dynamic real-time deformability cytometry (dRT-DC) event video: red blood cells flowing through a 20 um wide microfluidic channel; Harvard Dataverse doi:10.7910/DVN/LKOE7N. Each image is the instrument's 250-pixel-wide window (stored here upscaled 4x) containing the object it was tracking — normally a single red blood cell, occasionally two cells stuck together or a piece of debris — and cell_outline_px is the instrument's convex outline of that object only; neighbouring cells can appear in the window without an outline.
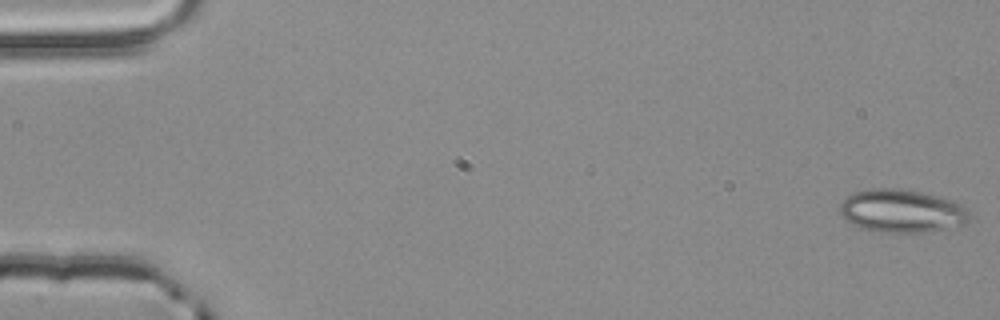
{"species": "common noctule bat (a hibernating species)", "species_latin": "Nyctalus noctula", "temperature_condition": "room temperature", "stored_images_in_passage": 54, "camera_frame_rate_fps": 3000, "um_per_image_px": 0.085, "animal": {"sex": "male", "body_mass_g": 20.4}, "frame": {"image": 1, "passage_image": 1, "time_ms": 0.0, "image_size_px": [1000, 320], "cell_outline_px": [[972, 216], [964, 224], [924, 232], [876, 232], [860, 228], [848, 224], [840, 216], [840, 204], [844, 196], [852, 192], [872, 188], [900, 188], [920, 192], [952, 200], [960, 204]], "centroid_in_image_um": [76.55, 17.93], "position_along_channel_um": 8.4, "area_um2": 32.83}}
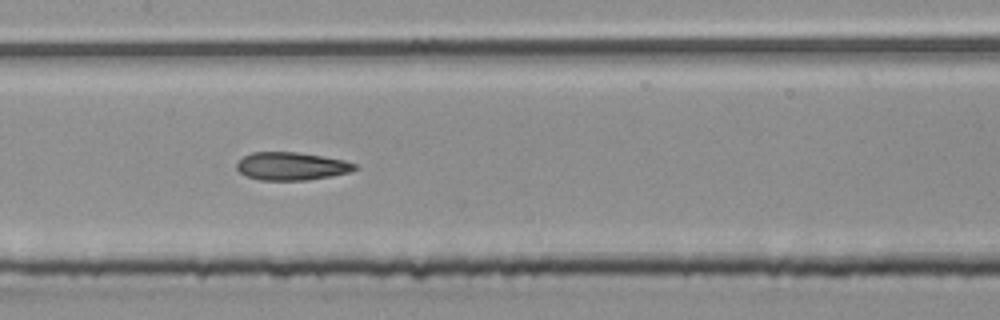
{"frame": {"image": 2, "passage_image": 27, "time_ms": 8.667, "image_size_px": [1000, 320], "cell_outline_px": [[360, 168], [352, 172], [308, 180], [260, 180], [244, 176], [236, 168], [236, 164], [244, 156], [252, 152], [296, 152], [344, 160], [356, 164]], "centroid_in_image_um": [24.79, 14.13], "position_along_channel_um": 182.6, "area_um2": 19.31}}
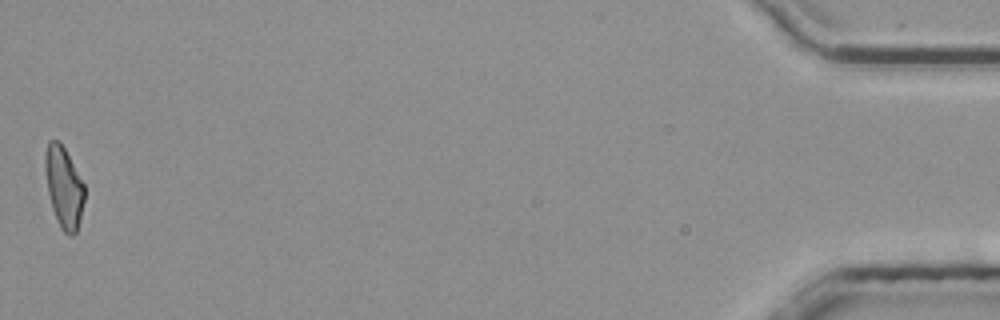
{"frame": {"image": 3, "passage_image": 54, "time_ms": 17.667, "image_size_px": [1000, 320], "cell_outline_px": [[84, 200], [76, 232], [72, 236], [68, 236], [60, 228], [56, 220], [52, 208], [48, 192], [44, 168], [44, 156], [48, 140], [60, 140], [84, 184]], "centroid_in_image_um": [5.4, 15.9], "position_along_channel_um": 429.8, "area_um2": 18.61}, "authors_computed_cell_mechanics": {"area_um2": 19.7676, "velocity_mm_per_s": 3.8728, "shape_relaxation_time_tau1_ms": 5.9026, "shape_relaxation_time_tau2_ms": 2.499, "deformation_change_tau1": 0.1633, "deformation_change_tau2": 0.1206}}